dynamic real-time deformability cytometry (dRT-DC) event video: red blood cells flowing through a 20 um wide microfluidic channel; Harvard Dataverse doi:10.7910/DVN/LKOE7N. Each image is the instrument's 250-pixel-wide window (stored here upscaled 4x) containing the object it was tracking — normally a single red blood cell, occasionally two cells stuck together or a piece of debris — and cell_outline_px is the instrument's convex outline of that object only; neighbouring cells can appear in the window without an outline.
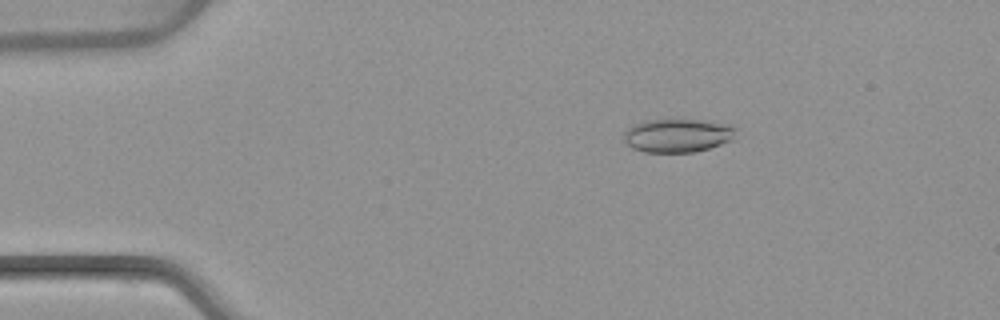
{"species": "common noctule bat (a hibernating species)", "species_latin": "Nyctalus noctula", "temperature_condition": "warm", "stored_images_in_passage": 50, "camera_frame_rate_fps": 3000, "um_per_image_px": 0.085, "animal": {"sex": "female", "body_mass_g": 22.7, "forearm_length_mm": 54.2}, "frame": {"image": 1, "passage_image": 6, "time_ms": 1.667, "image_size_px": [1000, 320], "cell_outline_px": [[736, 128], [732, 140], [696, 152], [644, 152], [632, 148], [624, 144], [624, 132], [628, 128], [644, 120], [704, 120], [732, 124]], "centroid_in_image_um": [57.59, 11.51], "position_along_channel_um": 27.4, "area_um2": 21.96}}
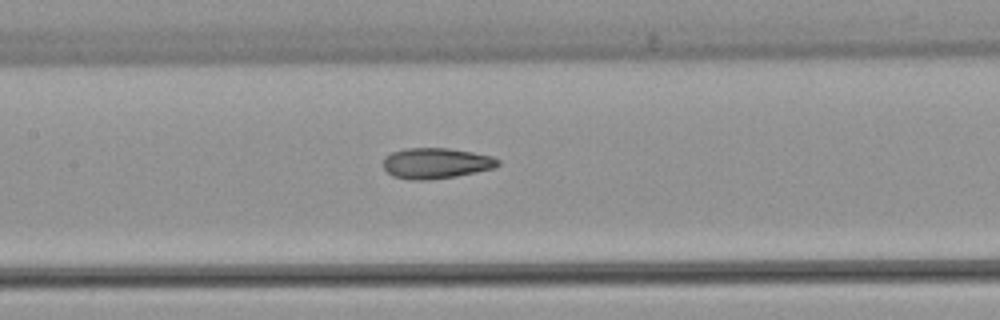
{"frame": {"image": 2, "passage_image": 22, "time_ms": 7.0, "image_size_px": [1000, 320], "cell_outline_px": [[500, 164], [496, 168], [456, 176], [428, 180], [412, 180], [392, 176], [384, 168], [384, 156], [392, 152], [404, 148], [448, 148], [472, 152], [492, 156], [500, 160]], "centroid_in_image_um": [37.07, 13.87], "position_along_channel_um": 170.3, "area_um2": 20.63}}
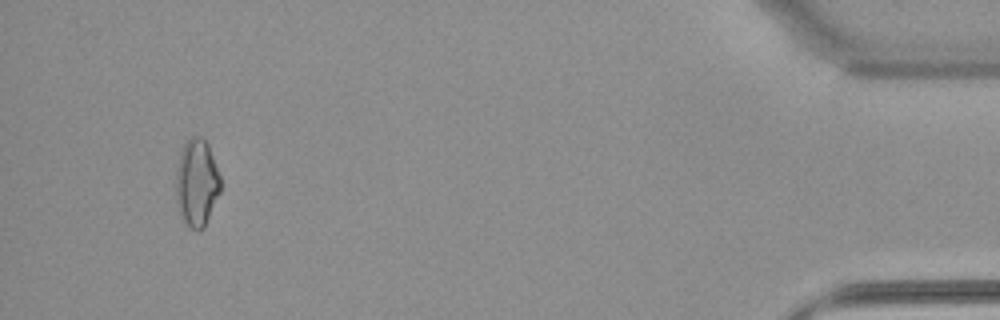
{"frame": {"image": 3, "passage_image": 47, "time_ms": 15.333, "image_size_px": [1000, 320], "cell_outline_px": [[220, 192], [204, 228], [200, 232], [196, 232], [180, 216], [176, 208], [176, 168], [180, 152], [184, 144], [192, 136], [204, 136], [208, 144], [220, 176]], "centroid_in_image_um": [16.71, 15.54], "position_along_channel_um": 418.5, "area_um2": 22.95}, "authors_computed_cell_mechanics": {"area_um2": 20.7213, "velocity_mm_per_s": 3.8666, "shape_relaxation_time_tau1_ms": null, "shape_relaxation_time_tau2_ms": 2.2804, "deformation_change_tau1": null, "deformation_change_tau2": 0.0993}}